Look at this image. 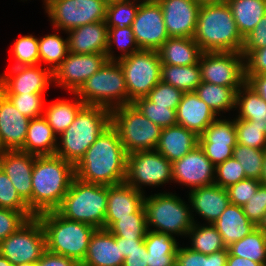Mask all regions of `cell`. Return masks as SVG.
<instances>
[{
    "mask_svg": "<svg viewBox=\"0 0 266 266\" xmlns=\"http://www.w3.org/2000/svg\"><path fill=\"white\" fill-rule=\"evenodd\" d=\"M200 5L222 3L225 0H196Z\"/></svg>",
    "mask_w": 266,
    "mask_h": 266,
    "instance_id": "cell-65",
    "label": "cell"
},
{
    "mask_svg": "<svg viewBox=\"0 0 266 266\" xmlns=\"http://www.w3.org/2000/svg\"><path fill=\"white\" fill-rule=\"evenodd\" d=\"M144 245L148 253L147 266H174L179 246L177 239L167 233L147 230Z\"/></svg>",
    "mask_w": 266,
    "mask_h": 266,
    "instance_id": "cell-32",
    "label": "cell"
},
{
    "mask_svg": "<svg viewBox=\"0 0 266 266\" xmlns=\"http://www.w3.org/2000/svg\"><path fill=\"white\" fill-rule=\"evenodd\" d=\"M132 29L140 50L157 51L169 38L161 5L157 0L140 2Z\"/></svg>",
    "mask_w": 266,
    "mask_h": 266,
    "instance_id": "cell-16",
    "label": "cell"
},
{
    "mask_svg": "<svg viewBox=\"0 0 266 266\" xmlns=\"http://www.w3.org/2000/svg\"><path fill=\"white\" fill-rule=\"evenodd\" d=\"M0 208L30 212L28 204L20 197L11 180L0 167Z\"/></svg>",
    "mask_w": 266,
    "mask_h": 266,
    "instance_id": "cell-51",
    "label": "cell"
},
{
    "mask_svg": "<svg viewBox=\"0 0 266 266\" xmlns=\"http://www.w3.org/2000/svg\"><path fill=\"white\" fill-rule=\"evenodd\" d=\"M226 247L249 235L256 225L244 213L243 207L230 203L213 223Z\"/></svg>",
    "mask_w": 266,
    "mask_h": 266,
    "instance_id": "cell-29",
    "label": "cell"
},
{
    "mask_svg": "<svg viewBox=\"0 0 266 266\" xmlns=\"http://www.w3.org/2000/svg\"><path fill=\"white\" fill-rule=\"evenodd\" d=\"M120 244L107 229H96L91 236L88 250L81 266H123Z\"/></svg>",
    "mask_w": 266,
    "mask_h": 266,
    "instance_id": "cell-26",
    "label": "cell"
},
{
    "mask_svg": "<svg viewBox=\"0 0 266 266\" xmlns=\"http://www.w3.org/2000/svg\"><path fill=\"white\" fill-rule=\"evenodd\" d=\"M113 44H115L117 49L122 52L117 57L113 51L115 47ZM138 51H140V48L135 40L132 26H126L124 28H108V44L106 49L107 60H118Z\"/></svg>",
    "mask_w": 266,
    "mask_h": 266,
    "instance_id": "cell-41",
    "label": "cell"
},
{
    "mask_svg": "<svg viewBox=\"0 0 266 266\" xmlns=\"http://www.w3.org/2000/svg\"><path fill=\"white\" fill-rule=\"evenodd\" d=\"M184 92L174 86L160 81L146 96L156 106L177 109Z\"/></svg>",
    "mask_w": 266,
    "mask_h": 266,
    "instance_id": "cell-52",
    "label": "cell"
},
{
    "mask_svg": "<svg viewBox=\"0 0 266 266\" xmlns=\"http://www.w3.org/2000/svg\"><path fill=\"white\" fill-rule=\"evenodd\" d=\"M36 155L20 150L0 152V167L11 180L32 213V170Z\"/></svg>",
    "mask_w": 266,
    "mask_h": 266,
    "instance_id": "cell-21",
    "label": "cell"
},
{
    "mask_svg": "<svg viewBox=\"0 0 266 266\" xmlns=\"http://www.w3.org/2000/svg\"><path fill=\"white\" fill-rule=\"evenodd\" d=\"M186 237L191 239V246L187 247L201 254L208 255L227 248L224 245L222 236L213 224L206 225L205 223L202 226V224L199 225L195 222Z\"/></svg>",
    "mask_w": 266,
    "mask_h": 266,
    "instance_id": "cell-38",
    "label": "cell"
},
{
    "mask_svg": "<svg viewBox=\"0 0 266 266\" xmlns=\"http://www.w3.org/2000/svg\"><path fill=\"white\" fill-rule=\"evenodd\" d=\"M246 82L254 88L260 97L266 102V73L260 75H245Z\"/></svg>",
    "mask_w": 266,
    "mask_h": 266,
    "instance_id": "cell-61",
    "label": "cell"
},
{
    "mask_svg": "<svg viewBox=\"0 0 266 266\" xmlns=\"http://www.w3.org/2000/svg\"><path fill=\"white\" fill-rule=\"evenodd\" d=\"M110 125V109L85 105L73 123L58 137L55 155L75 166L97 137Z\"/></svg>",
    "mask_w": 266,
    "mask_h": 266,
    "instance_id": "cell-4",
    "label": "cell"
},
{
    "mask_svg": "<svg viewBox=\"0 0 266 266\" xmlns=\"http://www.w3.org/2000/svg\"><path fill=\"white\" fill-rule=\"evenodd\" d=\"M15 64L13 66H34L40 64L38 37L23 35L15 42L11 50Z\"/></svg>",
    "mask_w": 266,
    "mask_h": 266,
    "instance_id": "cell-46",
    "label": "cell"
},
{
    "mask_svg": "<svg viewBox=\"0 0 266 266\" xmlns=\"http://www.w3.org/2000/svg\"><path fill=\"white\" fill-rule=\"evenodd\" d=\"M15 266H36V263H21V264H16Z\"/></svg>",
    "mask_w": 266,
    "mask_h": 266,
    "instance_id": "cell-67",
    "label": "cell"
},
{
    "mask_svg": "<svg viewBox=\"0 0 266 266\" xmlns=\"http://www.w3.org/2000/svg\"><path fill=\"white\" fill-rule=\"evenodd\" d=\"M227 249L231 255L266 263V235L257 228Z\"/></svg>",
    "mask_w": 266,
    "mask_h": 266,
    "instance_id": "cell-39",
    "label": "cell"
},
{
    "mask_svg": "<svg viewBox=\"0 0 266 266\" xmlns=\"http://www.w3.org/2000/svg\"><path fill=\"white\" fill-rule=\"evenodd\" d=\"M197 145H199V136L189 129L176 124L162 128L155 150L173 163L181 159Z\"/></svg>",
    "mask_w": 266,
    "mask_h": 266,
    "instance_id": "cell-28",
    "label": "cell"
},
{
    "mask_svg": "<svg viewBox=\"0 0 266 266\" xmlns=\"http://www.w3.org/2000/svg\"><path fill=\"white\" fill-rule=\"evenodd\" d=\"M148 253L145 245L133 250L124 258L123 266H147Z\"/></svg>",
    "mask_w": 266,
    "mask_h": 266,
    "instance_id": "cell-59",
    "label": "cell"
},
{
    "mask_svg": "<svg viewBox=\"0 0 266 266\" xmlns=\"http://www.w3.org/2000/svg\"><path fill=\"white\" fill-rule=\"evenodd\" d=\"M242 207L247 218L257 225L266 213V186L261 184L254 196Z\"/></svg>",
    "mask_w": 266,
    "mask_h": 266,
    "instance_id": "cell-55",
    "label": "cell"
},
{
    "mask_svg": "<svg viewBox=\"0 0 266 266\" xmlns=\"http://www.w3.org/2000/svg\"><path fill=\"white\" fill-rule=\"evenodd\" d=\"M198 97L218 116L236 110V91L232 87H224L208 82H201L195 90Z\"/></svg>",
    "mask_w": 266,
    "mask_h": 266,
    "instance_id": "cell-36",
    "label": "cell"
},
{
    "mask_svg": "<svg viewBox=\"0 0 266 266\" xmlns=\"http://www.w3.org/2000/svg\"><path fill=\"white\" fill-rule=\"evenodd\" d=\"M244 39L266 14V0H225Z\"/></svg>",
    "mask_w": 266,
    "mask_h": 266,
    "instance_id": "cell-35",
    "label": "cell"
},
{
    "mask_svg": "<svg viewBox=\"0 0 266 266\" xmlns=\"http://www.w3.org/2000/svg\"><path fill=\"white\" fill-rule=\"evenodd\" d=\"M193 39L202 52L241 53L244 44L226 1L200 6Z\"/></svg>",
    "mask_w": 266,
    "mask_h": 266,
    "instance_id": "cell-3",
    "label": "cell"
},
{
    "mask_svg": "<svg viewBox=\"0 0 266 266\" xmlns=\"http://www.w3.org/2000/svg\"><path fill=\"white\" fill-rule=\"evenodd\" d=\"M244 179H247L244 169L233 157L215 166L214 184L224 189Z\"/></svg>",
    "mask_w": 266,
    "mask_h": 266,
    "instance_id": "cell-50",
    "label": "cell"
},
{
    "mask_svg": "<svg viewBox=\"0 0 266 266\" xmlns=\"http://www.w3.org/2000/svg\"><path fill=\"white\" fill-rule=\"evenodd\" d=\"M15 108L29 119L43 116L45 93H29V94H4Z\"/></svg>",
    "mask_w": 266,
    "mask_h": 266,
    "instance_id": "cell-48",
    "label": "cell"
},
{
    "mask_svg": "<svg viewBox=\"0 0 266 266\" xmlns=\"http://www.w3.org/2000/svg\"><path fill=\"white\" fill-rule=\"evenodd\" d=\"M162 65L187 66L199 63L202 50L193 38L169 37L157 50Z\"/></svg>",
    "mask_w": 266,
    "mask_h": 266,
    "instance_id": "cell-30",
    "label": "cell"
},
{
    "mask_svg": "<svg viewBox=\"0 0 266 266\" xmlns=\"http://www.w3.org/2000/svg\"><path fill=\"white\" fill-rule=\"evenodd\" d=\"M117 244H120L121 255L125 258L133 250L139 249L144 245V238H123L116 237Z\"/></svg>",
    "mask_w": 266,
    "mask_h": 266,
    "instance_id": "cell-60",
    "label": "cell"
},
{
    "mask_svg": "<svg viewBox=\"0 0 266 266\" xmlns=\"http://www.w3.org/2000/svg\"><path fill=\"white\" fill-rule=\"evenodd\" d=\"M107 200L108 186L84 182L74 177L56 211L68 220L104 229Z\"/></svg>",
    "mask_w": 266,
    "mask_h": 266,
    "instance_id": "cell-6",
    "label": "cell"
},
{
    "mask_svg": "<svg viewBox=\"0 0 266 266\" xmlns=\"http://www.w3.org/2000/svg\"><path fill=\"white\" fill-rule=\"evenodd\" d=\"M40 64H48L53 72L69 53L68 40L61 37L58 32L47 34L38 38Z\"/></svg>",
    "mask_w": 266,
    "mask_h": 266,
    "instance_id": "cell-40",
    "label": "cell"
},
{
    "mask_svg": "<svg viewBox=\"0 0 266 266\" xmlns=\"http://www.w3.org/2000/svg\"><path fill=\"white\" fill-rule=\"evenodd\" d=\"M142 0H126L107 5L106 24L108 28L132 26Z\"/></svg>",
    "mask_w": 266,
    "mask_h": 266,
    "instance_id": "cell-44",
    "label": "cell"
},
{
    "mask_svg": "<svg viewBox=\"0 0 266 266\" xmlns=\"http://www.w3.org/2000/svg\"><path fill=\"white\" fill-rule=\"evenodd\" d=\"M262 183L256 179H244L226 188L230 203L243 206L254 196Z\"/></svg>",
    "mask_w": 266,
    "mask_h": 266,
    "instance_id": "cell-54",
    "label": "cell"
},
{
    "mask_svg": "<svg viewBox=\"0 0 266 266\" xmlns=\"http://www.w3.org/2000/svg\"><path fill=\"white\" fill-rule=\"evenodd\" d=\"M0 266H15V265L0 254Z\"/></svg>",
    "mask_w": 266,
    "mask_h": 266,
    "instance_id": "cell-66",
    "label": "cell"
},
{
    "mask_svg": "<svg viewBox=\"0 0 266 266\" xmlns=\"http://www.w3.org/2000/svg\"><path fill=\"white\" fill-rule=\"evenodd\" d=\"M36 266H81V264L77 260L46 250L36 262Z\"/></svg>",
    "mask_w": 266,
    "mask_h": 266,
    "instance_id": "cell-58",
    "label": "cell"
},
{
    "mask_svg": "<svg viewBox=\"0 0 266 266\" xmlns=\"http://www.w3.org/2000/svg\"><path fill=\"white\" fill-rule=\"evenodd\" d=\"M58 137L42 116L30 120L27 135L20 151L36 156L55 155Z\"/></svg>",
    "mask_w": 266,
    "mask_h": 266,
    "instance_id": "cell-31",
    "label": "cell"
},
{
    "mask_svg": "<svg viewBox=\"0 0 266 266\" xmlns=\"http://www.w3.org/2000/svg\"><path fill=\"white\" fill-rule=\"evenodd\" d=\"M228 249L212 254H201L191 250L189 247L178 246L176 252L177 266H226Z\"/></svg>",
    "mask_w": 266,
    "mask_h": 266,
    "instance_id": "cell-42",
    "label": "cell"
},
{
    "mask_svg": "<svg viewBox=\"0 0 266 266\" xmlns=\"http://www.w3.org/2000/svg\"><path fill=\"white\" fill-rule=\"evenodd\" d=\"M69 52L76 54H106L108 27L106 21L82 25L66 32Z\"/></svg>",
    "mask_w": 266,
    "mask_h": 266,
    "instance_id": "cell-25",
    "label": "cell"
},
{
    "mask_svg": "<svg viewBox=\"0 0 266 266\" xmlns=\"http://www.w3.org/2000/svg\"><path fill=\"white\" fill-rule=\"evenodd\" d=\"M188 202L191 213L195 211L200 218L207 221L206 224H213L230 204L227 190L212 184L189 190Z\"/></svg>",
    "mask_w": 266,
    "mask_h": 266,
    "instance_id": "cell-24",
    "label": "cell"
},
{
    "mask_svg": "<svg viewBox=\"0 0 266 266\" xmlns=\"http://www.w3.org/2000/svg\"><path fill=\"white\" fill-rule=\"evenodd\" d=\"M266 46V14L255 28L244 38L241 53L246 58L253 50Z\"/></svg>",
    "mask_w": 266,
    "mask_h": 266,
    "instance_id": "cell-56",
    "label": "cell"
},
{
    "mask_svg": "<svg viewBox=\"0 0 266 266\" xmlns=\"http://www.w3.org/2000/svg\"><path fill=\"white\" fill-rule=\"evenodd\" d=\"M226 266H266V263H258L250 259L234 256L228 252Z\"/></svg>",
    "mask_w": 266,
    "mask_h": 266,
    "instance_id": "cell-62",
    "label": "cell"
},
{
    "mask_svg": "<svg viewBox=\"0 0 266 266\" xmlns=\"http://www.w3.org/2000/svg\"><path fill=\"white\" fill-rule=\"evenodd\" d=\"M75 177L74 165L57 155L36 156L32 170V214L56 211Z\"/></svg>",
    "mask_w": 266,
    "mask_h": 266,
    "instance_id": "cell-2",
    "label": "cell"
},
{
    "mask_svg": "<svg viewBox=\"0 0 266 266\" xmlns=\"http://www.w3.org/2000/svg\"><path fill=\"white\" fill-rule=\"evenodd\" d=\"M123 70L128 104L146 97L161 81V60L155 50H140L117 60Z\"/></svg>",
    "mask_w": 266,
    "mask_h": 266,
    "instance_id": "cell-10",
    "label": "cell"
},
{
    "mask_svg": "<svg viewBox=\"0 0 266 266\" xmlns=\"http://www.w3.org/2000/svg\"><path fill=\"white\" fill-rule=\"evenodd\" d=\"M45 251V233L37 217L28 219L16 232L0 241V254L14 265L36 263Z\"/></svg>",
    "mask_w": 266,
    "mask_h": 266,
    "instance_id": "cell-13",
    "label": "cell"
},
{
    "mask_svg": "<svg viewBox=\"0 0 266 266\" xmlns=\"http://www.w3.org/2000/svg\"><path fill=\"white\" fill-rule=\"evenodd\" d=\"M36 217L44 229L47 251L72 258L79 263L84 260L95 227L68 220L57 211L45 212Z\"/></svg>",
    "mask_w": 266,
    "mask_h": 266,
    "instance_id": "cell-5",
    "label": "cell"
},
{
    "mask_svg": "<svg viewBox=\"0 0 266 266\" xmlns=\"http://www.w3.org/2000/svg\"><path fill=\"white\" fill-rule=\"evenodd\" d=\"M199 67L202 82L232 87L236 92L246 82L245 58L239 52H202Z\"/></svg>",
    "mask_w": 266,
    "mask_h": 266,
    "instance_id": "cell-14",
    "label": "cell"
},
{
    "mask_svg": "<svg viewBox=\"0 0 266 266\" xmlns=\"http://www.w3.org/2000/svg\"><path fill=\"white\" fill-rule=\"evenodd\" d=\"M215 166L197 145L181 159L172 163V178L190 190L214 184Z\"/></svg>",
    "mask_w": 266,
    "mask_h": 266,
    "instance_id": "cell-19",
    "label": "cell"
},
{
    "mask_svg": "<svg viewBox=\"0 0 266 266\" xmlns=\"http://www.w3.org/2000/svg\"><path fill=\"white\" fill-rule=\"evenodd\" d=\"M108 230L116 237L145 238L148 230L146 213H132V217L119 218Z\"/></svg>",
    "mask_w": 266,
    "mask_h": 266,
    "instance_id": "cell-47",
    "label": "cell"
},
{
    "mask_svg": "<svg viewBox=\"0 0 266 266\" xmlns=\"http://www.w3.org/2000/svg\"><path fill=\"white\" fill-rule=\"evenodd\" d=\"M176 112L177 124L197 136L218 117L195 92H184Z\"/></svg>",
    "mask_w": 266,
    "mask_h": 266,
    "instance_id": "cell-27",
    "label": "cell"
},
{
    "mask_svg": "<svg viewBox=\"0 0 266 266\" xmlns=\"http://www.w3.org/2000/svg\"><path fill=\"white\" fill-rule=\"evenodd\" d=\"M85 105L110 110L128 105V91L123 70L117 60H107L75 93Z\"/></svg>",
    "mask_w": 266,
    "mask_h": 266,
    "instance_id": "cell-8",
    "label": "cell"
},
{
    "mask_svg": "<svg viewBox=\"0 0 266 266\" xmlns=\"http://www.w3.org/2000/svg\"><path fill=\"white\" fill-rule=\"evenodd\" d=\"M169 37L193 38L200 4L196 0H157Z\"/></svg>",
    "mask_w": 266,
    "mask_h": 266,
    "instance_id": "cell-20",
    "label": "cell"
},
{
    "mask_svg": "<svg viewBox=\"0 0 266 266\" xmlns=\"http://www.w3.org/2000/svg\"><path fill=\"white\" fill-rule=\"evenodd\" d=\"M107 61L106 54H76L69 52L53 70V83L69 93H76L84 82Z\"/></svg>",
    "mask_w": 266,
    "mask_h": 266,
    "instance_id": "cell-15",
    "label": "cell"
},
{
    "mask_svg": "<svg viewBox=\"0 0 266 266\" xmlns=\"http://www.w3.org/2000/svg\"><path fill=\"white\" fill-rule=\"evenodd\" d=\"M216 118L199 136V146L214 166L233 157L237 144L234 119Z\"/></svg>",
    "mask_w": 266,
    "mask_h": 266,
    "instance_id": "cell-18",
    "label": "cell"
},
{
    "mask_svg": "<svg viewBox=\"0 0 266 266\" xmlns=\"http://www.w3.org/2000/svg\"><path fill=\"white\" fill-rule=\"evenodd\" d=\"M126 166L127 153L117 130L110 125L74 166L75 177L88 183L118 185L125 182Z\"/></svg>",
    "mask_w": 266,
    "mask_h": 266,
    "instance_id": "cell-1",
    "label": "cell"
},
{
    "mask_svg": "<svg viewBox=\"0 0 266 266\" xmlns=\"http://www.w3.org/2000/svg\"><path fill=\"white\" fill-rule=\"evenodd\" d=\"M111 125L117 130L127 154L155 150L162 128L152 123L132 104L111 110Z\"/></svg>",
    "mask_w": 266,
    "mask_h": 266,
    "instance_id": "cell-9",
    "label": "cell"
},
{
    "mask_svg": "<svg viewBox=\"0 0 266 266\" xmlns=\"http://www.w3.org/2000/svg\"><path fill=\"white\" fill-rule=\"evenodd\" d=\"M173 182L172 163L156 150L127 154L125 183L144 192V186L158 187Z\"/></svg>",
    "mask_w": 266,
    "mask_h": 266,
    "instance_id": "cell-12",
    "label": "cell"
},
{
    "mask_svg": "<svg viewBox=\"0 0 266 266\" xmlns=\"http://www.w3.org/2000/svg\"><path fill=\"white\" fill-rule=\"evenodd\" d=\"M265 152L266 150L247 147L237 143L233 149V158L244 169L246 178L260 181Z\"/></svg>",
    "mask_w": 266,
    "mask_h": 266,
    "instance_id": "cell-43",
    "label": "cell"
},
{
    "mask_svg": "<svg viewBox=\"0 0 266 266\" xmlns=\"http://www.w3.org/2000/svg\"><path fill=\"white\" fill-rule=\"evenodd\" d=\"M256 228L262 231L266 235V213L259 221V223L256 225Z\"/></svg>",
    "mask_w": 266,
    "mask_h": 266,
    "instance_id": "cell-63",
    "label": "cell"
},
{
    "mask_svg": "<svg viewBox=\"0 0 266 266\" xmlns=\"http://www.w3.org/2000/svg\"><path fill=\"white\" fill-rule=\"evenodd\" d=\"M237 143L256 149L266 150V134L250 120L234 118Z\"/></svg>",
    "mask_w": 266,
    "mask_h": 266,
    "instance_id": "cell-49",
    "label": "cell"
},
{
    "mask_svg": "<svg viewBox=\"0 0 266 266\" xmlns=\"http://www.w3.org/2000/svg\"><path fill=\"white\" fill-rule=\"evenodd\" d=\"M260 182L266 186V152H265V157H264V161H263V167H262V174H261Z\"/></svg>",
    "mask_w": 266,
    "mask_h": 266,
    "instance_id": "cell-64",
    "label": "cell"
},
{
    "mask_svg": "<svg viewBox=\"0 0 266 266\" xmlns=\"http://www.w3.org/2000/svg\"><path fill=\"white\" fill-rule=\"evenodd\" d=\"M73 96L75 100L57 99L44 107L43 117L57 136H60L73 123L78 112L85 106L75 93Z\"/></svg>",
    "mask_w": 266,
    "mask_h": 266,
    "instance_id": "cell-34",
    "label": "cell"
},
{
    "mask_svg": "<svg viewBox=\"0 0 266 266\" xmlns=\"http://www.w3.org/2000/svg\"><path fill=\"white\" fill-rule=\"evenodd\" d=\"M161 81L183 92H195L202 82L199 63L187 66L162 65Z\"/></svg>",
    "mask_w": 266,
    "mask_h": 266,
    "instance_id": "cell-37",
    "label": "cell"
},
{
    "mask_svg": "<svg viewBox=\"0 0 266 266\" xmlns=\"http://www.w3.org/2000/svg\"><path fill=\"white\" fill-rule=\"evenodd\" d=\"M11 101L0 91V148L3 150H20L27 135L30 123Z\"/></svg>",
    "mask_w": 266,
    "mask_h": 266,
    "instance_id": "cell-23",
    "label": "cell"
},
{
    "mask_svg": "<svg viewBox=\"0 0 266 266\" xmlns=\"http://www.w3.org/2000/svg\"><path fill=\"white\" fill-rule=\"evenodd\" d=\"M44 5L53 28L65 33L106 20L107 4L104 0H49Z\"/></svg>",
    "mask_w": 266,
    "mask_h": 266,
    "instance_id": "cell-11",
    "label": "cell"
},
{
    "mask_svg": "<svg viewBox=\"0 0 266 266\" xmlns=\"http://www.w3.org/2000/svg\"><path fill=\"white\" fill-rule=\"evenodd\" d=\"M133 104L146 118L161 128L177 124V109H169L167 106H156L147 97L137 98Z\"/></svg>",
    "mask_w": 266,
    "mask_h": 266,
    "instance_id": "cell-45",
    "label": "cell"
},
{
    "mask_svg": "<svg viewBox=\"0 0 266 266\" xmlns=\"http://www.w3.org/2000/svg\"><path fill=\"white\" fill-rule=\"evenodd\" d=\"M104 1L108 5V4H111V3L121 2V1H126V0H104Z\"/></svg>",
    "mask_w": 266,
    "mask_h": 266,
    "instance_id": "cell-68",
    "label": "cell"
},
{
    "mask_svg": "<svg viewBox=\"0 0 266 266\" xmlns=\"http://www.w3.org/2000/svg\"><path fill=\"white\" fill-rule=\"evenodd\" d=\"M147 228L172 236H187L197 222L193 218L189 204L175 193L161 192L144 197ZM154 228V229H152Z\"/></svg>",
    "mask_w": 266,
    "mask_h": 266,
    "instance_id": "cell-7",
    "label": "cell"
},
{
    "mask_svg": "<svg viewBox=\"0 0 266 266\" xmlns=\"http://www.w3.org/2000/svg\"><path fill=\"white\" fill-rule=\"evenodd\" d=\"M35 217L31 212H18L0 208V241L16 232L28 219Z\"/></svg>",
    "mask_w": 266,
    "mask_h": 266,
    "instance_id": "cell-53",
    "label": "cell"
},
{
    "mask_svg": "<svg viewBox=\"0 0 266 266\" xmlns=\"http://www.w3.org/2000/svg\"><path fill=\"white\" fill-rule=\"evenodd\" d=\"M46 67V68H45ZM12 66L0 75V91L3 94L46 93L53 83L48 66Z\"/></svg>",
    "mask_w": 266,
    "mask_h": 266,
    "instance_id": "cell-17",
    "label": "cell"
},
{
    "mask_svg": "<svg viewBox=\"0 0 266 266\" xmlns=\"http://www.w3.org/2000/svg\"><path fill=\"white\" fill-rule=\"evenodd\" d=\"M235 109V118L252 121L266 134V102L247 82L236 93Z\"/></svg>",
    "mask_w": 266,
    "mask_h": 266,
    "instance_id": "cell-33",
    "label": "cell"
},
{
    "mask_svg": "<svg viewBox=\"0 0 266 266\" xmlns=\"http://www.w3.org/2000/svg\"><path fill=\"white\" fill-rule=\"evenodd\" d=\"M144 194L125 182L108 186L104 229L108 230L119 218L132 217V213H146Z\"/></svg>",
    "mask_w": 266,
    "mask_h": 266,
    "instance_id": "cell-22",
    "label": "cell"
},
{
    "mask_svg": "<svg viewBox=\"0 0 266 266\" xmlns=\"http://www.w3.org/2000/svg\"><path fill=\"white\" fill-rule=\"evenodd\" d=\"M266 73V46L253 50L245 58V75H260Z\"/></svg>",
    "mask_w": 266,
    "mask_h": 266,
    "instance_id": "cell-57",
    "label": "cell"
}]
</instances>
